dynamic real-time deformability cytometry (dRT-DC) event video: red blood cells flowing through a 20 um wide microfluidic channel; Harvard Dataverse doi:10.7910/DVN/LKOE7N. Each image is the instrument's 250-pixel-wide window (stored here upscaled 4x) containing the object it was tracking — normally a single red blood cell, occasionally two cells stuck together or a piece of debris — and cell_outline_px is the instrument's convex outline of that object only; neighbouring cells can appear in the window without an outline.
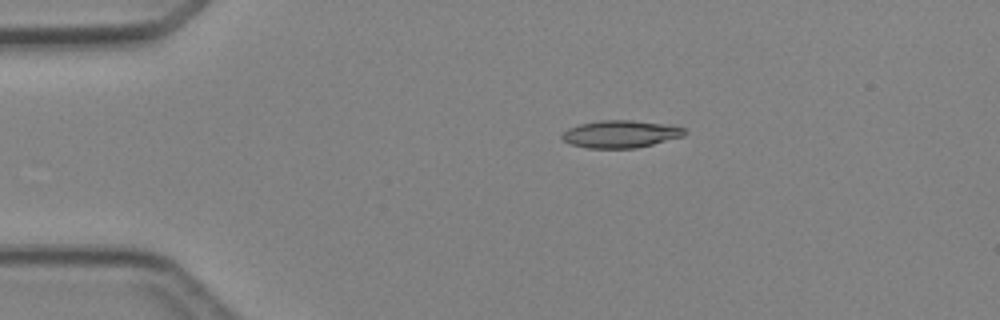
{"species": "Egyptian fruit bat (a non-hibernating species)", "species_latin": "Rousettus aegyptiacus", "temperature_condition": "cold", "stored_images_in_passage": 3, "camera_frame_rate_fps": 3000, "um_per_image_px": 0.085, "animal": {"sex": "female"}, "frame": {"image": 1, "passage_image": 2, "time_ms": 1.0, "image_size_px": [1000, 320], "cell_outline_px": [[688, 132], [684, 136], [636, 148], [588, 148], [572, 144], [564, 140], [560, 136], [568, 128], [580, 124], [600, 120], [632, 120], [668, 124], [684, 128]], "centroid_in_image_um": [52.78, 11.38], "position_along_channel_um": 32.2, "area_um2": 19.54}}
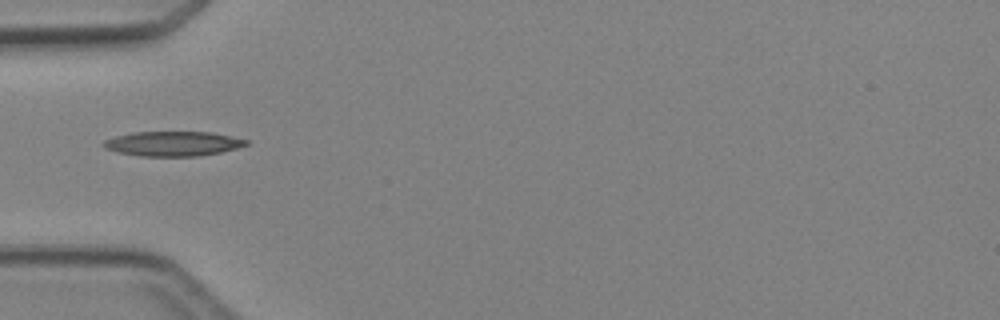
{"frame": {"image": 2, "passage_image": 3, "time_ms": 3.0, "image_size_px": [1000, 320], "cell_outline_px": [[248, 144], [236, 148], [220, 152], [196, 156], [140, 156], [116, 152], [104, 148], [100, 144], [104, 140], [116, 136], [132, 132], [212, 132], [248, 140]], "centroid_in_image_um": [14.64, 12.21], "position_along_channel_um": 70.4, "area_um2": 20.52}}